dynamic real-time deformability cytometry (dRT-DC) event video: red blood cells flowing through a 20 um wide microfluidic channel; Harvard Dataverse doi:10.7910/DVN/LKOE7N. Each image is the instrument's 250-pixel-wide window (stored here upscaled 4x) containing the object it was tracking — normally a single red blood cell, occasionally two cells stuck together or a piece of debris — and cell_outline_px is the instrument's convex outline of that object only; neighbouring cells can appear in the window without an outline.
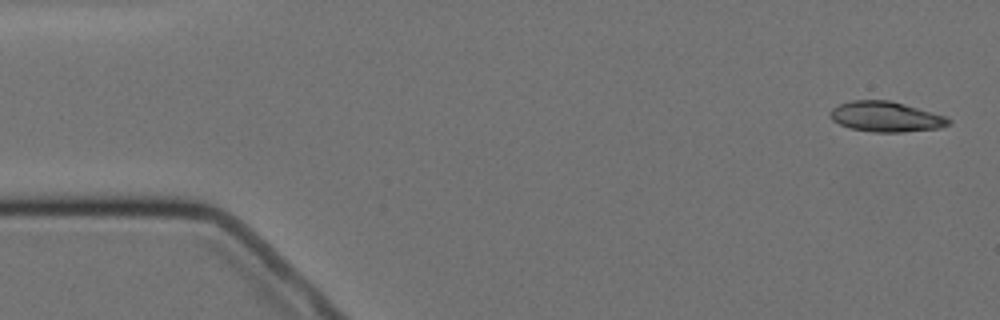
{"species": "Egyptian fruit bat (a non-hibernating species)", "species_latin": "Rousettus aegyptiacus", "temperature_condition": "cold", "stored_images_in_passage": 4, "camera_frame_rate_fps": 3000, "um_per_image_px": 0.085, "animal": {"sex": "female"}, "frame": {"image": 1, "passage_image": 1, "time_ms": 0.0, "image_size_px": [1000, 320], "cell_outline_px": [[952, 120], [948, 124], [940, 128], [904, 132], [872, 132], [848, 128], [832, 120], [828, 116], [828, 112], [832, 108], [840, 104], [852, 100], [888, 100], [904, 104], [944, 116]], "centroid_in_image_um": [75.24, 9.93], "position_along_channel_um": 9.8, "area_um2": 20.87}}
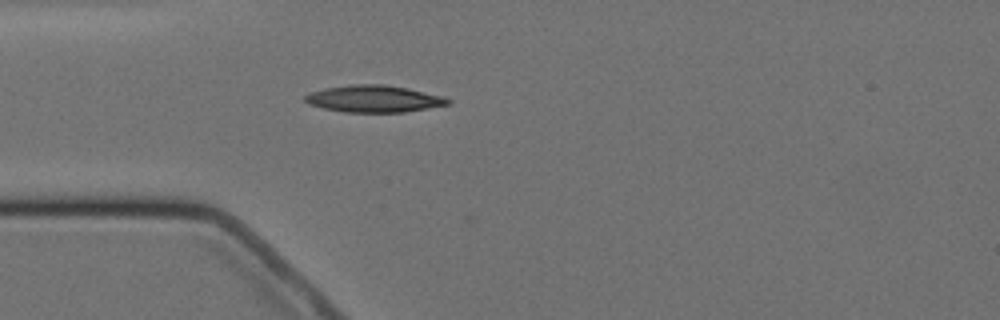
{"frame": {"image": 2, "passage_image": 4, "time_ms": 4.333, "image_size_px": [1000, 320], "cell_outline_px": [[452, 104], [404, 112], [344, 112], [324, 108], [308, 104], [304, 100], [304, 96], [312, 92], [324, 88], [352, 84], [384, 84], [408, 88], [444, 96], [452, 100]], "centroid_in_image_um": [31.82, 8.39], "position_along_channel_um": 53.2, "area_um2": 22.54}}